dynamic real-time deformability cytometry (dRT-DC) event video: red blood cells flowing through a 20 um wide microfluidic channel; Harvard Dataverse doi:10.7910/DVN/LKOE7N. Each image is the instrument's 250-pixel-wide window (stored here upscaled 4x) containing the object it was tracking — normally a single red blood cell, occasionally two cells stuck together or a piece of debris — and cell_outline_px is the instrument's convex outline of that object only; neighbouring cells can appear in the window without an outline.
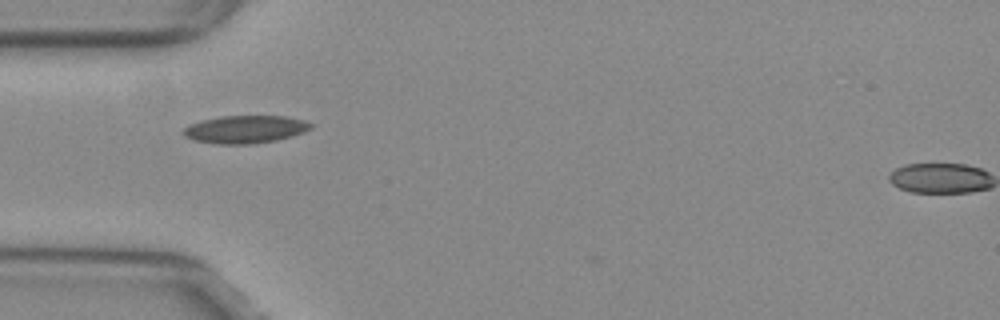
{"species": "common noctule bat (a hibernating species)", "species_latin": "Nyctalus noctula", "temperature_condition": "warm", "stored_images_in_passage": 38, "camera_frame_rate_fps": 3000, "um_per_image_px": 0.085, "animal": {"sex": "female", "body_mass_g": 29.2, "forearm_length_mm": 56.3}, "frame": {"image": 1, "passage_image": 1, "time_ms": 0.0, "image_size_px": [1000, 320], "cell_outline_px": [[312, 128], [304, 132], [292, 136], [276, 140], [252, 144], [220, 144], [192, 140], [184, 136], [180, 132], [188, 124], [200, 120], [220, 116], [288, 116], [304, 120], [312, 124]], "centroid_in_image_um": [20.81, 10.99], "position_along_channel_um": 64.2, "area_um2": 20.87}}
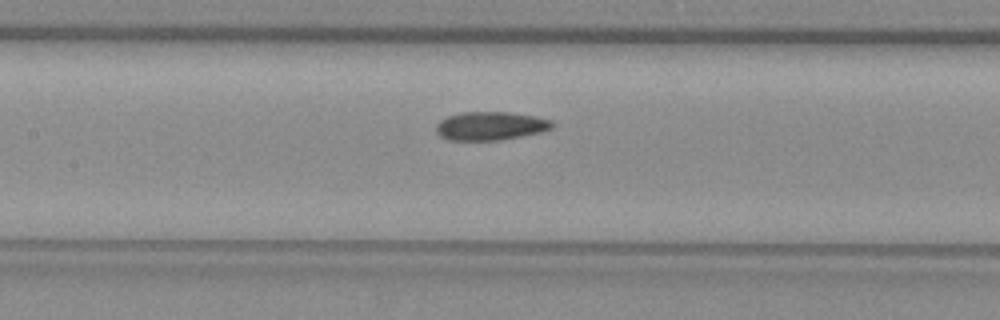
{"frame": {"image": 2, "passage_image": 9, "time_ms": 2.667, "image_size_px": [1000, 320], "cell_outline_px": [[556, 124], [552, 128], [540, 132], [500, 140], [448, 140], [440, 136], [436, 132], [436, 124], [440, 120], [448, 116], [460, 112], [508, 112], [536, 116], [552, 120]], "centroid_in_image_um": [41.69, 10.7], "position_along_channel_um": 165.7, "area_um2": 19.36}}
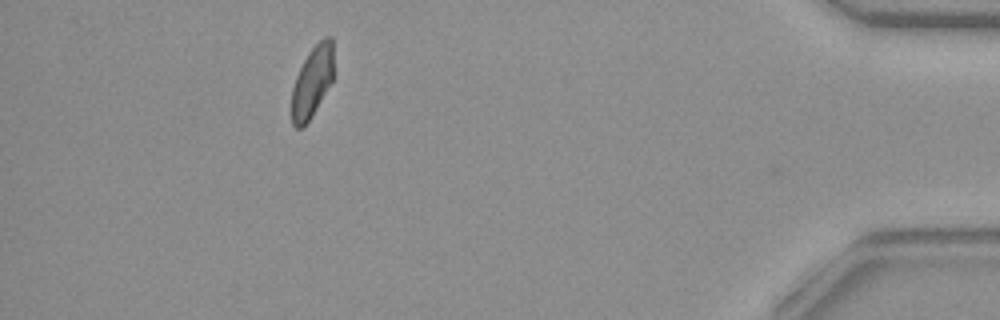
{"frame": {"image": 3, "passage_image": 33, "time_ms": 10.667, "image_size_px": [1000, 320], "cell_outline_px": [[332, 80], [312, 116], [304, 128], [296, 128], [292, 124], [292, 88], [296, 76], [308, 52], [324, 36], [332, 36]], "centroid_in_image_um": [26.52, 6.97], "position_along_channel_um": 408.7, "area_um2": 17.17}, "authors_computed_cell_mechanics": {"area_um2": 18.9295, "velocity_mm_per_s": 3.8085, "shape_relaxation_time_tau1_ms": 9.4802, "shape_relaxation_time_tau2_ms": 2.5865, "deformation_change_tau1": 0.1881, "deformation_change_tau2": 0.0847}}